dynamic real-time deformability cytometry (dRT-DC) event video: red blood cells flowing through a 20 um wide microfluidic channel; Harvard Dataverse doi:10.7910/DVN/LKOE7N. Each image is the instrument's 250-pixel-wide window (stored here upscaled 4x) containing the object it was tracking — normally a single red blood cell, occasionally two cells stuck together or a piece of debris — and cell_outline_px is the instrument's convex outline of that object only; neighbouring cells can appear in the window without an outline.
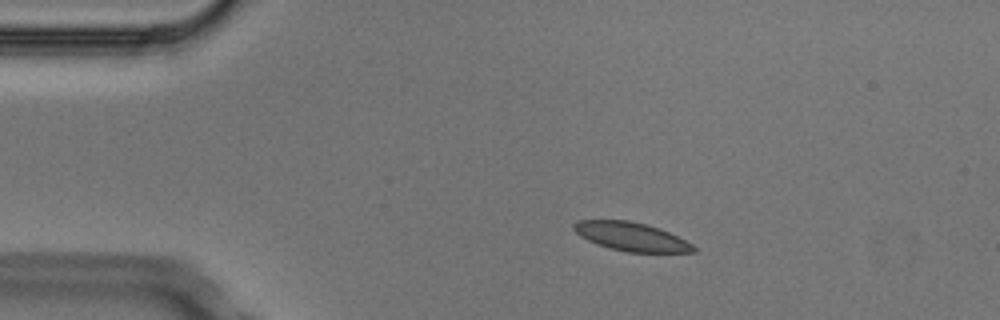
{"species": "Egyptian fruit bat (a non-hibernating species)", "species_latin": "Rousettus aegyptiacus", "temperature_condition": "cold", "stored_images_in_passage": 3, "camera_frame_rate_fps": 3000, "um_per_image_px": 0.085, "animal": {"sex": "male"}, "frame": {"image": 1, "passage_image": 2, "time_ms": 0.333, "image_size_px": [1000, 320], "cell_outline_px": [[696, 252], [628, 252], [596, 244], [580, 236], [572, 228], [572, 224], [576, 220], [628, 220], [660, 228], [692, 244], [696, 248]], "centroid_in_image_um": [53.62, 20.1], "position_along_channel_um": 31.4, "area_um2": 19.77}}